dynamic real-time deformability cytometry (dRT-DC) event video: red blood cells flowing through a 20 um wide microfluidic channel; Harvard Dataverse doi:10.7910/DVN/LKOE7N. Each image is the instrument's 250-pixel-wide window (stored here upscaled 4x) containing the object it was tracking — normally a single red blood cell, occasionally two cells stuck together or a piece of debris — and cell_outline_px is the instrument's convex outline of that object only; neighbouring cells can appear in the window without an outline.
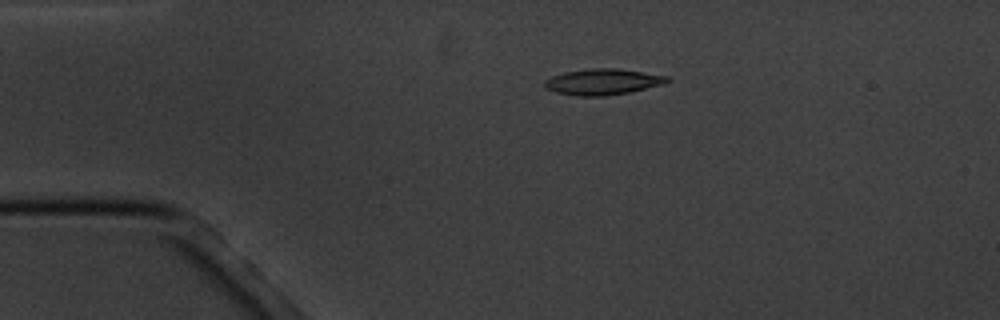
{"species": "common noctule bat (a hibernating species)", "species_latin": "Nyctalus noctula", "temperature_condition": "cold", "stored_images_in_passage": 9, "camera_frame_rate_fps": 3000, "um_per_image_px": 0.085, "animal": {"sex": "male", "body_mass_g": 20.1, "forearm_length_mm": 53.5}, "frame": {"image": 1, "passage_image": 4, "time_ms": 3.667, "image_size_px": [1000, 320], "cell_outline_px": [[672, 80], [664, 84], [628, 92], [604, 96], [580, 96], [556, 92], [544, 88], [544, 80], [552, 76], [564, 72], [592, 68], [616, 68], [668, 76]], "centroid_in_image_um": [51.22, 6.95], "position_along_channel_um": 33.8, "area_um2": 18.5}}
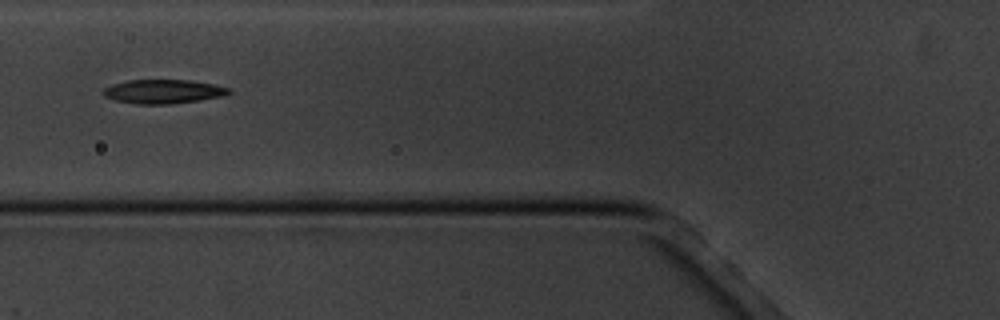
{"frame": {"image": 2, "passage_image": 7, "time_ms": 7.0, "image_size_px": [1000, 320], "cell_outline_px": [[232, 92], [224, 96], [200, 100], [172, 104], [136, 104], [116, 100], [104, 96], [100, 92], [104, 88], [112, 84], [128, 80], [192, 80], [212, 84], [228, 88]], "centroid_in_image_um": [13.86, 7.78], "position_along_channel_um": 111.9, "area_um2": 17.63}}
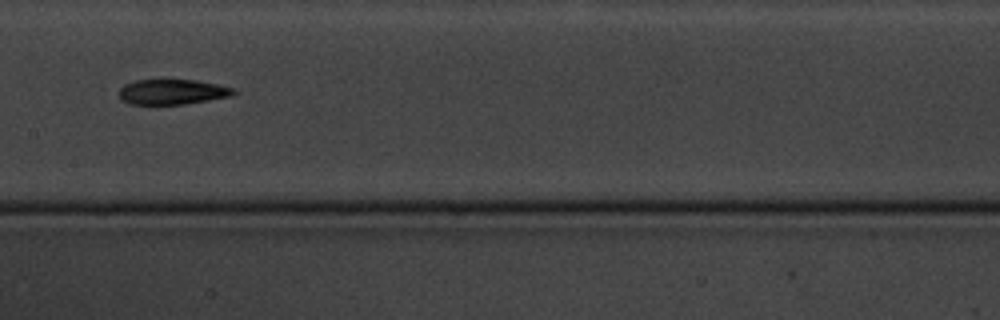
{"frame": {"image": 3, "passage_image": 9, "time_ms": 9.333, "image_size_px": [1000, 320], "cell_outline_px": [[236, 92], [232, 96], [184, 104], [128, 104], [120, 100], [120, 88], [124, 84], [136, 80], [160, 76], [168, 76], [196, 80], [216, 84], [232, 88]], "centroid_in_image_um": [14.58, 7.75], "position_along_channel_um": 192.8, "area_um2": 17.69}}